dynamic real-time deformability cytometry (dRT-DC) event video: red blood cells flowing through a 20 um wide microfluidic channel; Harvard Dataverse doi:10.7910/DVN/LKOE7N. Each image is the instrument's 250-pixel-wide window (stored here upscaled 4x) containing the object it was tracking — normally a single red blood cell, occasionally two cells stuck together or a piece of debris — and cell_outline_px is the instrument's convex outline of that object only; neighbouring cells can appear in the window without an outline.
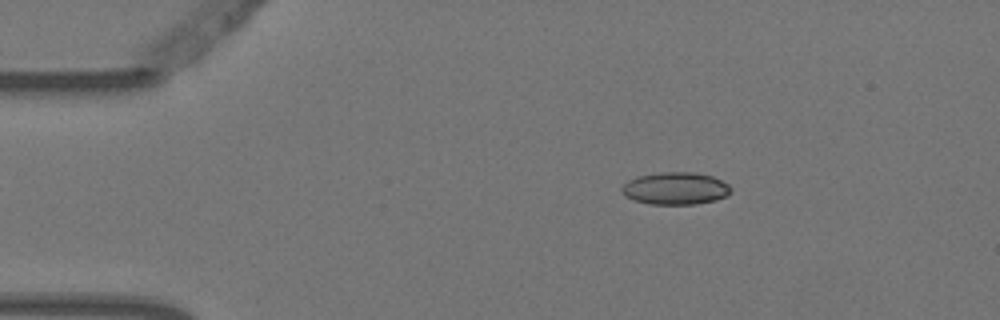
{"species": "Egyptian fruit bat (a non-hibernating species)", "species_latin": "Rousettus aegyptiacus", "temperature_condition": "warm", "stored_images_in_passage": 4, "camera_frame_rate_fps": 3000, "um_per_image_px": 0.085, "animal": {"sex": "female"}, "frame": {"image": 1, "passage_image": 2, "time_ms": 0.333, "image_size_px": [1000, 320], "cell_outline_px": [[732, 192], [728, 196], [716, 200], [696, 204], [652, 204], [636, 200], [624, 196], [620, 192], [620, 188], [628, 180], [636, 176], [660, 172], [696, 172], [712, 176], [728, 184], [732, 188]], "centroid_in_image_um": [57.42, 16.01], "position_along_channel_um": 27.6, "area_um2": 20.81}}
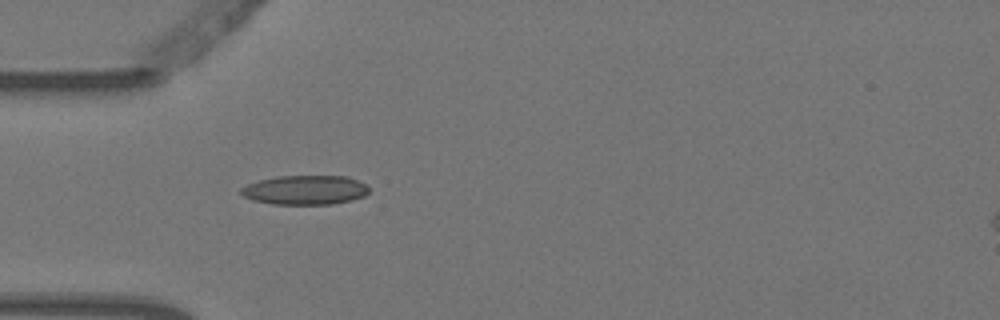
{"frame": {"image": 2, "passage_image": 4, "time_ms": 1.0, "image_size_px": [1000, 320], "cell_outline_px": [[368, 192], [364, 196], [352, 200], [332, 204], [272, 204], [252, 200], [244, 196], [240, 192], [240, 188], [248, 184], [260, 180], [276, 176], [348, 176], [368, 184]], "centroid_in_image_um": [25.95, 16.14], "position_along_channel_um": 59.0, "area_um2": 21.96}}